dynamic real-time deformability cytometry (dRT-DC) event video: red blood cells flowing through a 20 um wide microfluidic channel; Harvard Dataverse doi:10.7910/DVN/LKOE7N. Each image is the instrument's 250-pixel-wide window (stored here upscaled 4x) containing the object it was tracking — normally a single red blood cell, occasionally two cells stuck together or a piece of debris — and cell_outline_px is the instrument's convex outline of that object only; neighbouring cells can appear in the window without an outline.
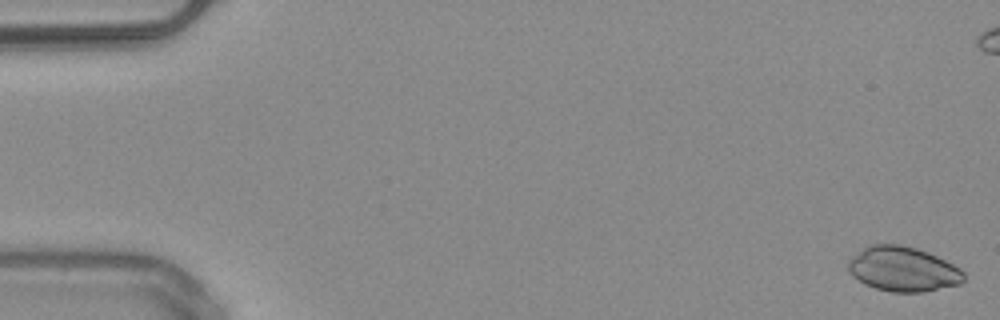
{"species": "common noctule bat (a hibernating species)", "species_latin": "Nyctalus noctula", "temperature_condition": "warm", "stored_images_in_passage": 52, "camera_frame_rate_fps": 3000, "um_per_image_px": 0.085, "animal": {"sex": "male", "body_mass_g": 20.4}, "frame": {"image": 1, "passage_image": 1, "time_ms": 0.0, "image_size_px": [1000, 320], "cell_outline_px": [[964, 280], [960, 284], [924, 292], [892, 292], [876, 288], [864, 284], [852, 276], [848, 268], [848, 260], [852, 256], [864, 248], [872, 244], [900, 244], [916, 248], [928, 252], [960, 268], [964, 272]], "centroid_in_image_um": [76.75, 22.88], "position_along_channel_um": 8.3, "area_um2": 30.11}}